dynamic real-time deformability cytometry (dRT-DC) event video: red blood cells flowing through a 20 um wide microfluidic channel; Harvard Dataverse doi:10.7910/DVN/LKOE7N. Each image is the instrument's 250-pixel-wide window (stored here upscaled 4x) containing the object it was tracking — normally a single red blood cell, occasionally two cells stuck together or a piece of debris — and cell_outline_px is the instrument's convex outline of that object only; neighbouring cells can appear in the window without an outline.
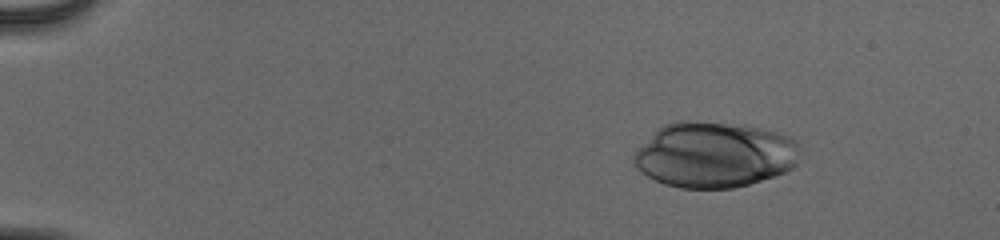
{"species": "human", "species_latin": "Homo sapiens", "temperature_condition": "cold", "stored_images_in_passage": 54, "camera_frame_rate_fps": 3000, "um_per_image_px": 0.085, "donor": {"sex": "male"}, "frame": {"image": 1, "passage_image": 9, "time_ms": 2.667, "image_size_px": [1000, 240], "cell_outline_px": [[800, 148], [796, 164], [792, 168], [776, 176], [748, 184], [732, 188], [680, 188], [664, 184], [648, 176], [636, 168], [632, 160], [636, 152], [664, 124], [676, 120], [688, 120], [744, 124], [776, 132], [788, 136]], "centroid_in_image_um": [60.74, 13.15], "position_along_channel_um": 24.3, "area_um2": 63.41}}
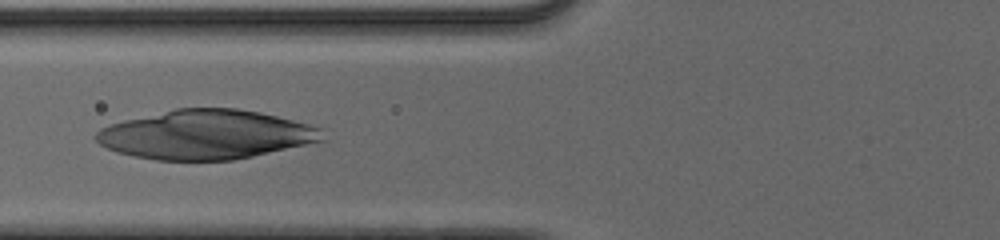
{"frame": {"image": 2, "passage_image": 24, "time_ms": 7.667, "image_size_px": [1000, 240], "cell_outline_px": [[324, 140], [252, 156], [232, 160], [156, 160], [132, 156], [116, 152], [100, 144], [92, 136], [100, 128], [124, 120], [176, 108], [236, 108], [260, 112], [308, 124], [320, 128]], "centroid_in_image_um": [17.44, 11.44], "position_along_channel_um": 108.4, "area_um2": 64.5}}